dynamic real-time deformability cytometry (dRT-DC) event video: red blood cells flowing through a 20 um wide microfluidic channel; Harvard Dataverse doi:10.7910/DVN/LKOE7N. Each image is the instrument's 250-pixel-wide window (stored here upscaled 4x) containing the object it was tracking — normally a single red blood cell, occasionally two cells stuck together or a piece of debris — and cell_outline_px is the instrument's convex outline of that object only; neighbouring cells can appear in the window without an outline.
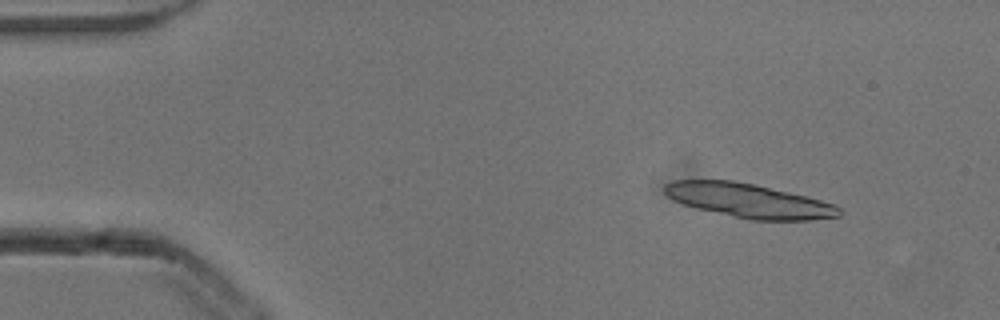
{"species": "common noctule bat (a hibernating species)", "species_latin": "Nyctalus noctula", "temperature_condition": "cold", "stored_images_in_passage": 4, "camera_frame_rate_fps": 3000, "um_per_image_px": 0.085, "animal": {"sex": "male", "body_mass_g": 13.3}, "frame": {"image": 1, "passage_image": 1, "time_ms": 0.0, "image_size_px": [1000, 320], "cell_outline_px": [[840, 216], [812, 220], [752, 220], [732, 216], [696, 208], [672, 200], [664, 192], [664, 184], [672, 180], [732, 180], [752, 184], [788, 192], [836, 204], [840, 208]], "centroid_in_image_um": [63.62, 17.06], "position_along_channel_um": 21.4, "area_um2": 34.45}}